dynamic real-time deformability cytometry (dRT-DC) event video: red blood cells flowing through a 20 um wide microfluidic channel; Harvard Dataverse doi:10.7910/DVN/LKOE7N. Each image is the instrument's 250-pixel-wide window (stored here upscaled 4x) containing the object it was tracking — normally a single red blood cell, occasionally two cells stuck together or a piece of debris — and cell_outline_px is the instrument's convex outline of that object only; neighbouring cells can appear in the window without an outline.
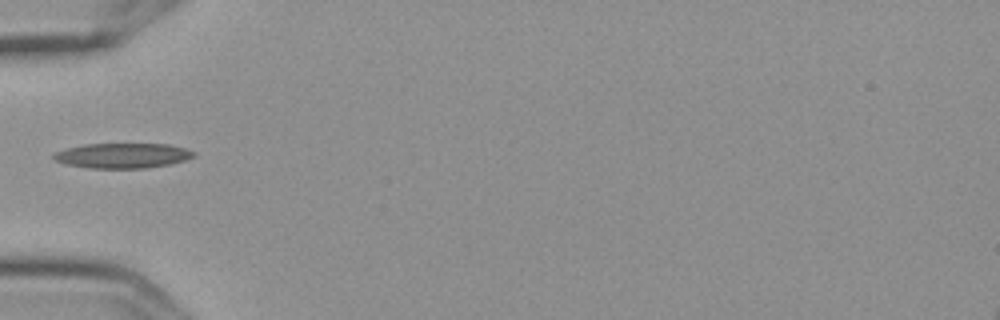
{"species": "Egyptian fruit bat (a non-hibernating species)", "species_latin": "Rousettus aegyptiacus", "temperature_condition": "cold", "stored_images_in_passage": 9, "camera_frame_rate_fps": 3000, "um_per_image_px": 0.085, "frame": {"image": 1, "passage_image": 6, "time_ms": 1.667, "image_size_px": [1000, 320], "cell_outline_px": [[196, 156], [184, 160], [168, 164], [144, 168], [88, 168], [64, 164], [52, 160], [52, 156], [56, 152], [68, 148], [84, 144], [168, 144], [184, 148], [196, 152]], "centroid_in_image_um": [10.39, 13.23], "position_along_channel_um": 74.6, "area_um2": 20.4}}
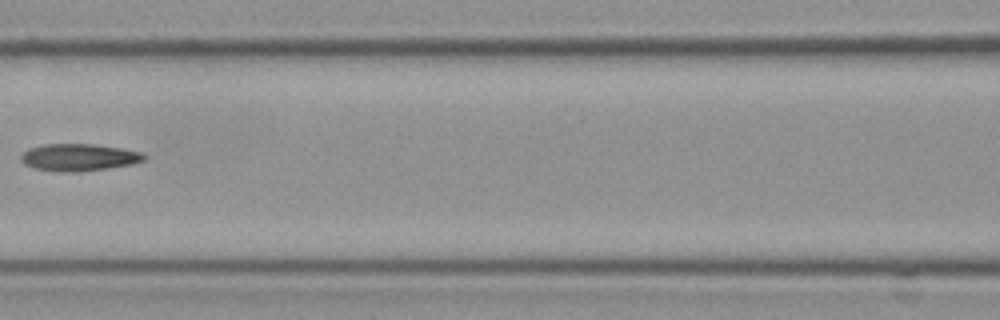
{"frame": {"image": 2, "passage_image": 8, "time_ms": 2.333, "image_size_px": [1000, 320], "cell_outline_px": [[148, 156], [144, 160], [132, 164], [108, 168], [32, 168], [24, 164], [20, 160], [20, 156], [24, 152], [32, 148], [44, 144], [92, 144], [120, 148], [140, 152]], "centroid_in_image_um": [6.75, 13.31], "position_along_channel_um": 159.9, "area_um2": 18.09}}
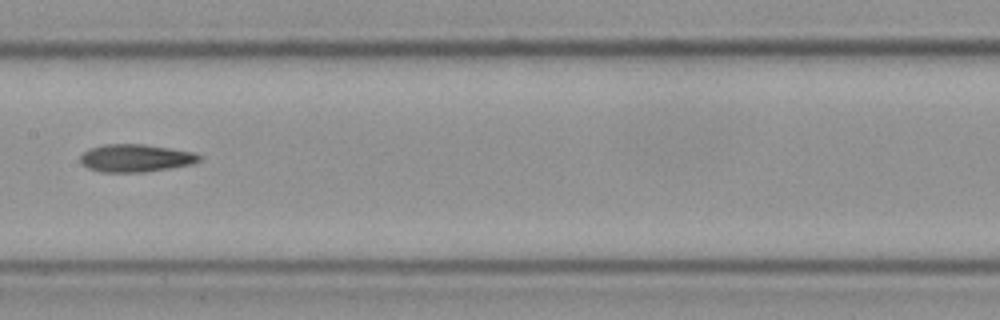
{"frame": {"image": 3, "passage_image": 9, "time_ms": 2.667, "image_size_px": [1000, 320], "cell_outline_px": [[200, 160], [192, 164], [144, 172], [100, 172], [88, 168], [80, 164], [80, 156], [88, 148], [104, 144], [144, 144], [192, 152], [200, 156]], "centroid_in_image_um": [11.46, 13.44], "position_along_channel_um": 195.9, "area_um2": 19.13}}